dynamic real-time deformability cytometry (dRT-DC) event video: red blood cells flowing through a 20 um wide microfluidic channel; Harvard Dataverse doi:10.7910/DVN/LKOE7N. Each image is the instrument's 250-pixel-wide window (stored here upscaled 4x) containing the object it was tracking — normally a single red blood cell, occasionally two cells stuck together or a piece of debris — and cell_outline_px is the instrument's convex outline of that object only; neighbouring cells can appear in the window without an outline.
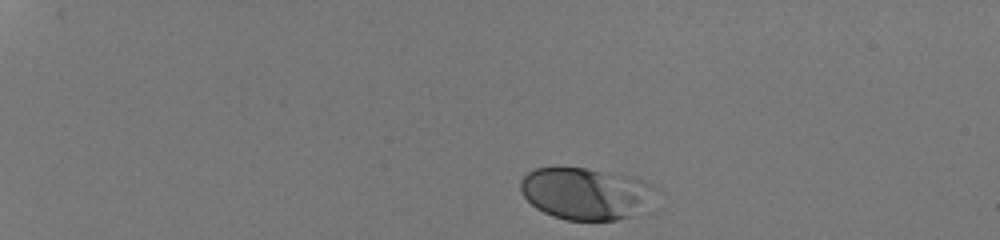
{"species": "human", "species_latin": "Homo sapiens", "temperature_condition": "room temperature", "stored_images_in_passage": 36, "camera_frame_rate_fps": 3000, "um_per_image_px": 0.085, "donor": {"sex": "male"}, "frame": {"image": 1, "passage_image": 1, "time_ms": 0.0, "image_size_px": [1000, 240], "cell_outline_px": [[656, 188], [640, 212], [632, 216], [616, 220], [568, 220], [552, 216], [536, 208], [524, 196], [520, 188], [520, 180], [528, 172], [536, 168], [588, 168], [628, 176], [640, 180]], "centroid_in_image_um": [49.72, 16.45], "position_along_channel_um": 35.3, "area_um2": 40.23}}
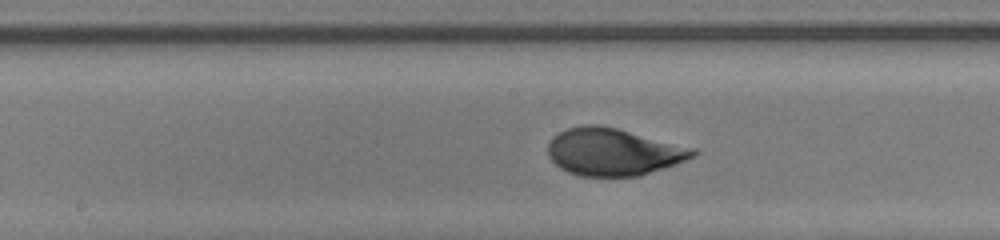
{"frame": {"image": 2, "passage_image": 21, "time_ms": 6.667, "image_size_px": [1000, 240], "cell_outline_px": [[700, 152], [676, 164], [640, 176], [580, 176], [568, 172], [560, 168], [548, 156], [548, 144], [552, 136], [568, 128], [580, 124], [600, 124], [696, 148]], "centroid_in_image_um": [52.12, 12.9], "position_along_channel_um": 196.1, "area_um2": 40.06}}
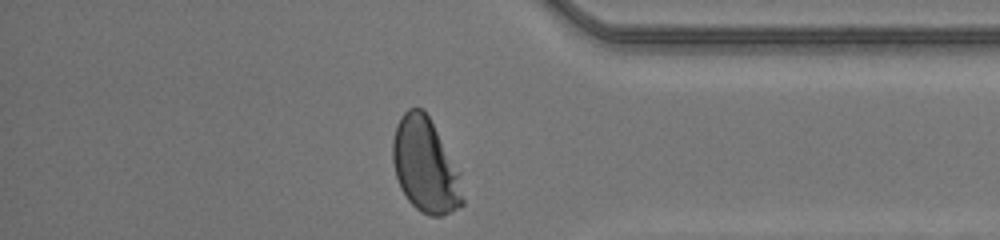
{"frame": {"image": 3, "passage_image": 36, "time_ms": 11.667, "image_size_px": [1000, 240], "cell_outline_px": [[464, 204], [440, 216], [432, 216], [420, 212], [408, 200], [400, 188], [396, 176], [392, 160], [392, 140], [396, 124], [400, 116], [408, 108], [424, 108], [460, 172], [464, 200]], "centroid_in_image_um": [36.14, 14.05], "position_along_channel_um": 399.1, "area_um2": 38.61}, "authors_computed_cell_mechanics": {"area_um2": 39.4196, "velocity_mm_per_s": 4.1777, "shape_relaxation_time_tau1_ms": 2.805, "shape_relaxation_time_tau2_ms": null, "deformation_change_tau1": 0.1635, "deformation_change_tau2": null}}